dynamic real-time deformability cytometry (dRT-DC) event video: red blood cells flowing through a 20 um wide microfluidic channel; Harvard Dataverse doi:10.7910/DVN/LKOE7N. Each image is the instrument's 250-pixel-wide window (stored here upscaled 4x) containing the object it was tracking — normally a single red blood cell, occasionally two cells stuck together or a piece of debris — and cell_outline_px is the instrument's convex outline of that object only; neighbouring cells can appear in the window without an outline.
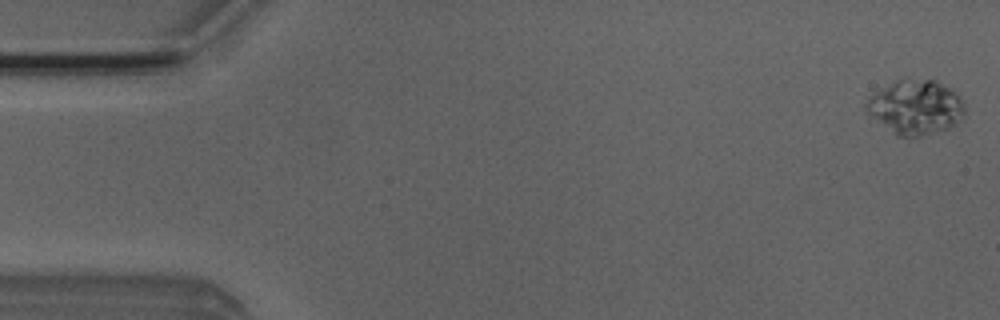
{"species": "Egyptian fruit bat (a non-hibernating species)", "species_latin": "Rousettus aegyptiacus", "temperature_condition": "room temperature", "stored_images_in_passage": 7, "camera_frame_rate_fps": 3000, "um_per_image_px": 0.085, "animal": {"sex": "male"}, "frame": {"image": 1, "passage_image": 1, "time_ms": 0.0, "image_size_px": [1000, 320], "cell_outline_px": [[964, 116], [948, 128], [908, 140], [896, 136], [868, 112], [864, 104], [868, 96], [872, 92], [904, 76], [908, 76], [936, 80], [960, 96], [964, 100]], "centroid_in_image_um": [77.79, 9.09], "position_along_channel_um": 7.2, "area_um2": 31.91}}